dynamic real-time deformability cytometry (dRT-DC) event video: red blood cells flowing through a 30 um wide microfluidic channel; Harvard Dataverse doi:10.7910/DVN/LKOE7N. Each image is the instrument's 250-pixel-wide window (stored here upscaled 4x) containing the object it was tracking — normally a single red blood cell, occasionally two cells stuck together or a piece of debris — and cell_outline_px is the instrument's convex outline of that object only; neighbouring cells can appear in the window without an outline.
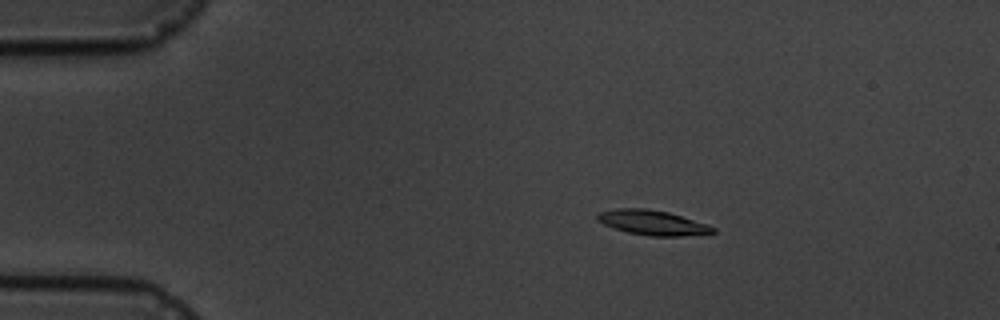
{"species": "common noctule bat (a hibernating species)", "species_latin": "Nyctalus noctula", "temperature_condition": "cold", "stored_images_in_passage": 5, "camera_frame_rate_fps": 3000, "um_per_image_px": 0.085, "animal": {"sex": "male", "body_mass_g": 19.5, "forearm_length_mm": 54.6}, "frame": {"image": 1, "passage_image": 3, "time_ms": 2.333, "image_size_px": [1000, 320], "cell_outline_px": [[716, 232], [680, 236], [648, 236], [628, 232], [604, 224], [596, 220], [596, 216], [600, 212], [616, 208], [644, 208], [668, 212], [716, 228]], "centroid_in_image_um": [55.41, 18.92], "position_along_channel_um": 29.6, "area_um2": 16.36}}